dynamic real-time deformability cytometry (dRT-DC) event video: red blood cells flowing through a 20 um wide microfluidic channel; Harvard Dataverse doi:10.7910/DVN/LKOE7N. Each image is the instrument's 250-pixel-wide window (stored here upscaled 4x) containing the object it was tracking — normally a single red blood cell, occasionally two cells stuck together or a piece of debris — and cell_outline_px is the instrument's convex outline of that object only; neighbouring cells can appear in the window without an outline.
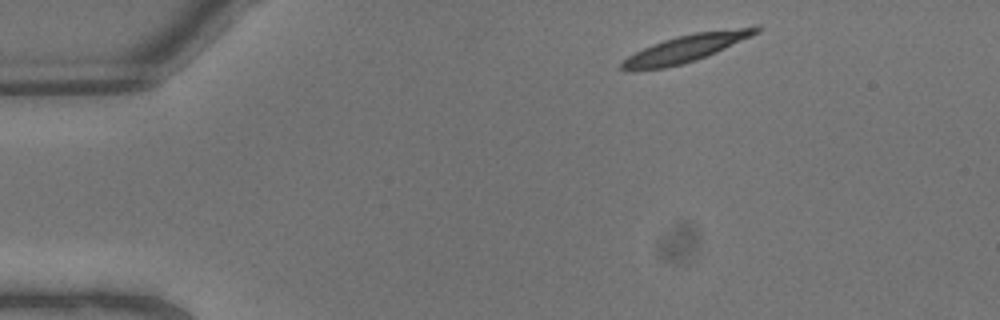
{"species": "common noctule bat (a hibernating species)", "species_latin": "Nyctalus noctula", "temperature_condition": "warm", "stored_images_in_passage": 7, "camera_frame_rate_fps": 3000, "um_per_image_px": 0.085, "animal": {"sex": "male", "body_mass_g": 13.3}, "frame": {"image": 1, "passage_image": 1, "time_ms": 0.0, "image_size_px": [1000, 320], "cell_outline_px": [[760, 32], [752, 36], [716, 52], [696, 60], [664, 68], [620, 68], [620, 64], [628, 56], [652, 44], [676, 36], [696, 32], [740, 28], [760, 28]], "centroid_in_image_um": [58.33, 4.09], "position_along_channel_um": 26.7, "area_um2": 20.35}}
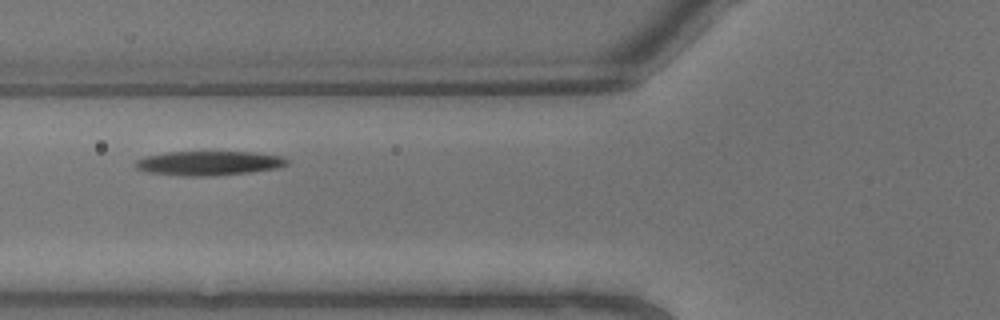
{"frame": {"image": 2, "passage_image": 6, "time_ms": 1.667, "image_size_px": [1000, 320], "cell_outline_px": [[288, 164], [276, 168], [252, 172], [212, 176], [184, 176], [148, 172], [136, 168], [132, 164], [136, 160], [148, 156], [168, 152], [256, 152], [280, 156], [288, 160]], "centroid_in_image_um": [17.74, 13.87], "position_along_channel_um": 108.1, "area_um2": 21.44}}
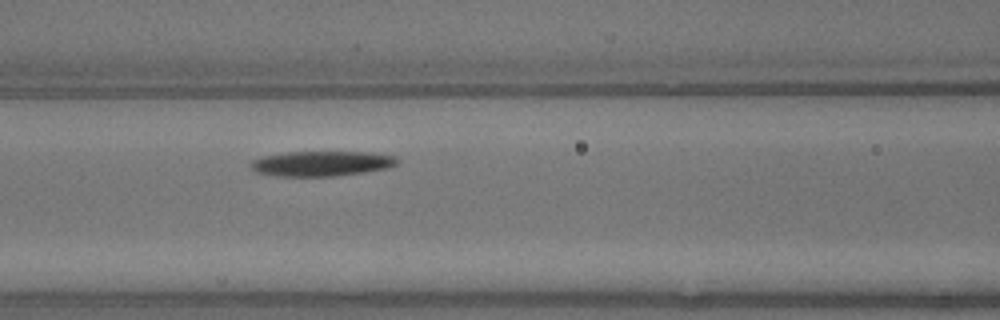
{"frame": {"image": 3, "passage_image": 7, "time_ms": 2.0, "image_size_px": [1000, 320], "cell_outline_px": [[396, 164], [388, 168], [364, 172], [332, 176], [276, 176], [256, 172], [252, 168], [252, 160], [260, 156], [288, 152], [364, 152], [396, 156]], "centroid_in_image_um": [27.3, 13.9], "position_along_channel_um": 139.3, "area_um2": 21.21}}